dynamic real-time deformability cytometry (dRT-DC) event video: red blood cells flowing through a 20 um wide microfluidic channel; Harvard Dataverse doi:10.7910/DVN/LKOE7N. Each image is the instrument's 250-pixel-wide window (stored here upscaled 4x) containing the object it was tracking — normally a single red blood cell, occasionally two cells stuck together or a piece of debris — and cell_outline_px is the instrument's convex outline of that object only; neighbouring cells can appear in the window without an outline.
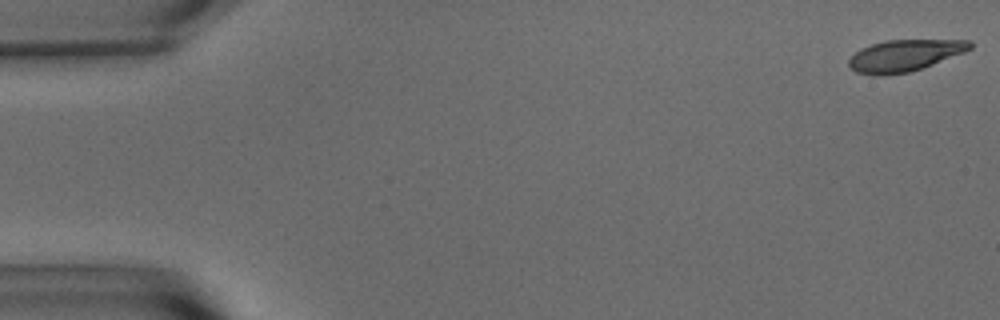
{"species": "common noctule bat (a hibernating species)", "species_latin": "Nyctalus noctula", "temperature_condition": "warm", "stored_images_in_passage": 56, "camera_frame_rate_fps": 3000, "um_per_image_px": 0.085, "animal": {"sex": "male", "body_mass_g": 15.6}, "frame": {"image": 1, "passage_image": 1, "time_ms": 0.0, "image_size_px": [1000, 320], "cell_outline_px": [[972, 48], [964, 52], [932, 64], [908, 72], [880, 76], [876, 76], [856, 72], [848, 64], [848, 60], [860, 48], [884, 40], [972, 40]], "centroid_in_image_um": [76.87, 4.71], "position_along_channel_um": 8.1, "area_um2": 22.14}}
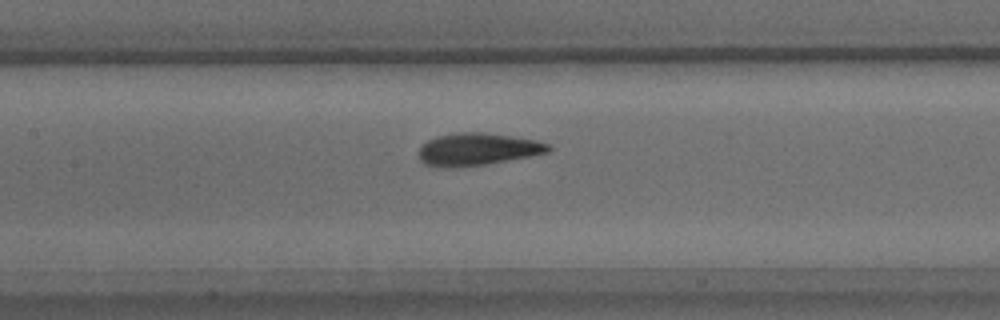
{"frame": {"image": 2, "passage_image": 26, "time_ms": 8.333, "image_size_px": [1000, 320], "cell_outline_px": [[552, 148], [548, 152], [528, 156], [484, 164], [440, 168], [424, 164], [420, 160], [420, 144], [436, 136], [456, 132], [480, 132], [536, 140], [552, 144]], "centroid_in_image_um": [40.55, 12.67], "position_along_channel_um": 166.8, "area_um2": 24.22}}
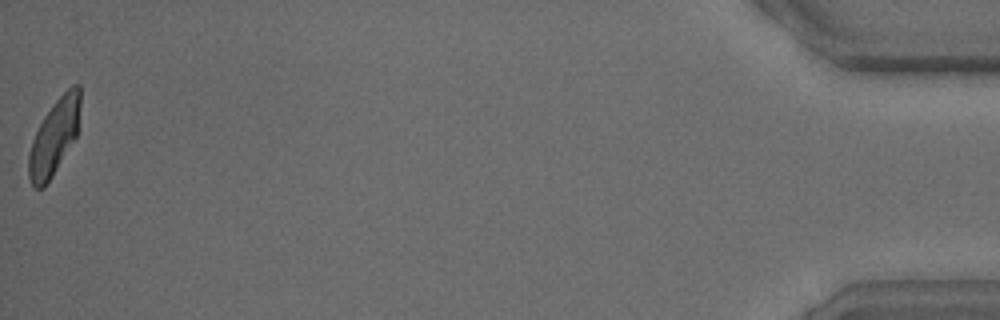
{"frame": {"image": 3, "passage_image": 56, "time_ms": 18.333, "image_size_px": [1000, 320], "cell_outline_px": [[80, 104], [76, 136], [52, 176], [44, 188], [36, 188], [32, 184], [28, 176], [28, 152], [32, 140], [44, 116], [52, 104], [72, 84], [80, 84]], "centroid_in_image_um": [4.59, 11.64], "position_along_channel_um": 430.6, "area_um2": 22.37}, "authors_computed_cell_mechanics": {"area_um2": 23.9292, "velocity_mm_per_s": 3.6091, "shape_relaxation_time_tau1_ms": 2.9125, "shape_relaxation_time_tau2_ms": 1.0331, "deformation_change_tau1": 0.1472, "deformation_change_tau2": 0.073}}